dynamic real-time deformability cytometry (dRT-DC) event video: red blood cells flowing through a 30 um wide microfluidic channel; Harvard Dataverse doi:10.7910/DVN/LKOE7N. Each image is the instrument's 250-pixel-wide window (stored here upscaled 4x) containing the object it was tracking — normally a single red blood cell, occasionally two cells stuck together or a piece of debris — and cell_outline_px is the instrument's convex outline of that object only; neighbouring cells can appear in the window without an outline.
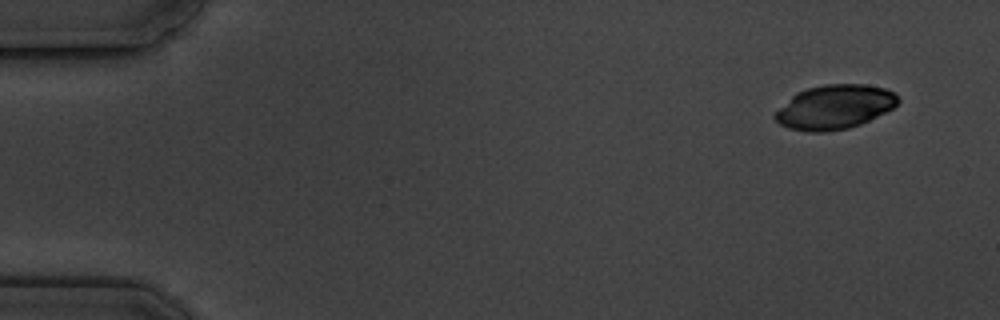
{"species": "common noctule bat (a hibernating species)", "species_latin": "Nyctalus noctula", "temperature_condition": "cold", "stored_images_in_passage": 6, "camera_frame_rate_fps": 3000, "um_per_image_px": 0.085, "animal": {"sex": "male", "body_mass_g": 19.5, "forearm_length_mm": 54.6}, "frame": {"image": 1, "passage_image": 1, "time_ms": 0.0, "image_size_px": [1000, 320], "cell_outline_px": [[900, 100], [892, 108], [860, 124], [848, 128], [828, 132], [808, 132], [788, 128], [780, 124], [772, 116], [796, 92], [808, 88], [824, 84], [864, 84], [884, 88], [896, 92]], "centroid_in_image_um": [70.94, 9.09], "position_along_channel_um": 14.1, "area_um2": 31.56}}